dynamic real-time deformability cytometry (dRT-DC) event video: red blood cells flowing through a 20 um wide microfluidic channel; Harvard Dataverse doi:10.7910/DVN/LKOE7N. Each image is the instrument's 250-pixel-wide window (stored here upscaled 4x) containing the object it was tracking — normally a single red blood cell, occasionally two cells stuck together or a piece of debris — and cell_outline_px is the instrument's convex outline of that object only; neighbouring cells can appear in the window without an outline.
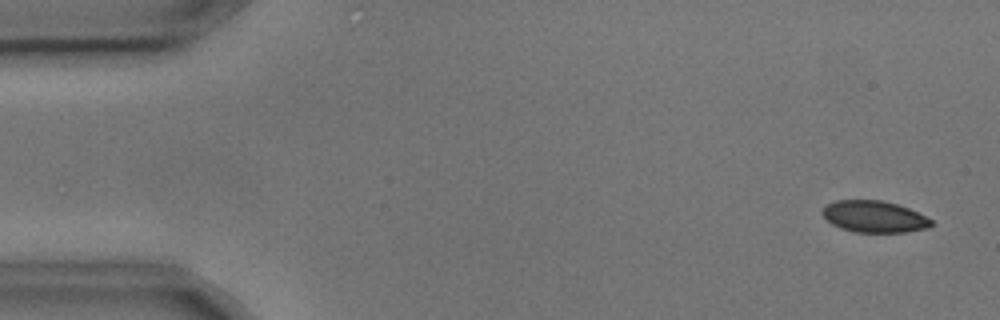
{"species": "common noctule bat (a hibernating species)", "species_latin": "Nyctalus noctula", "temperature_condition": "cold", "stored_images_in_passage": 8, "camera_frame_rate_fps": 3000, "um_per_image_px": 0.085, "animal": {"sex": "male", "body_mass_g": 17.9, "forearm_length_mm": 54.2}, "frame": {"image": 1, "passage_image": 1, "time_ms": 0.0, "image_size_px": [1000, 320], "cell_outline_px": [[932, 224], [928, 228], [904, 232], [856, 232], [840, 228], [832, 224], [820, 212], [828, 204], [836, 200], [880, 200], [896, 204], [908, 208], [932, 220]], "centroid_in_image_um": [74.29, 18.41], "position_along_channel_um": 10.7, "area_um2": 19.83}}
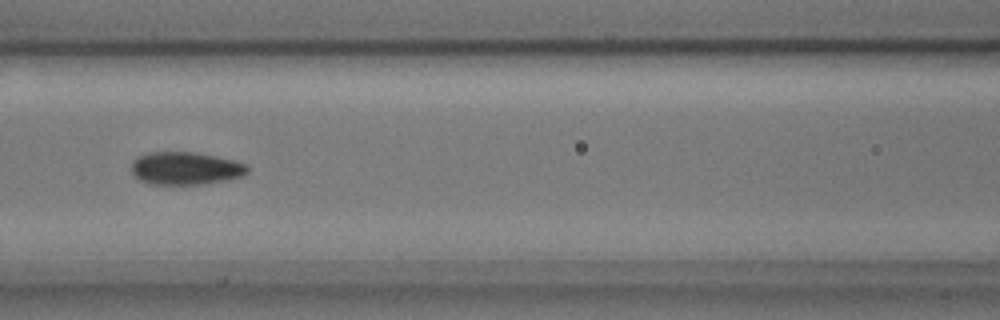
{"frame": {"image": 2, "passage_image": 7, "time_ms": 2.0, "image_size_px": [1000, 320], "cell_outline_px": [[248, 172], [244, 176], [204, 184], [148, 184], [140, 180], [132, 172], [132, 160], [136, 156], [148, 152], [196, 152], [216, 156], [248, 164]], "centroid_in_image_um": [15.76, 14.3], "position_along_channel_um": 150.8, "area_um2": 22.31}}
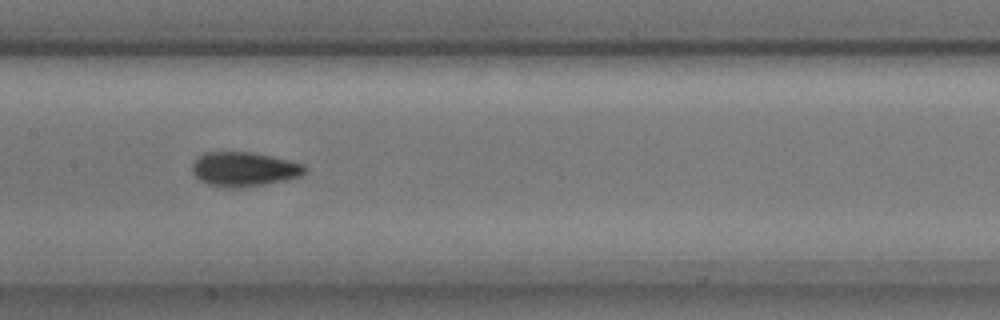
{"frame": {"image": 3, "passage_image": 8, "time_ms": 2.333, "image_size_px": [1000, 320], "cell_outline_px": [[308, 168], [300, 176], [284, 180], [264, 184], [240, 188], [224, 188], [208, 184], [200, 180], [192, 172], [192, 164], [204, 152], [252, 152], [272, 156], [304, 164]], "centroid_in_image_um": [20.74, 14.38], "position_along_channel_um": 186.7, "area_um2": 22.54}}